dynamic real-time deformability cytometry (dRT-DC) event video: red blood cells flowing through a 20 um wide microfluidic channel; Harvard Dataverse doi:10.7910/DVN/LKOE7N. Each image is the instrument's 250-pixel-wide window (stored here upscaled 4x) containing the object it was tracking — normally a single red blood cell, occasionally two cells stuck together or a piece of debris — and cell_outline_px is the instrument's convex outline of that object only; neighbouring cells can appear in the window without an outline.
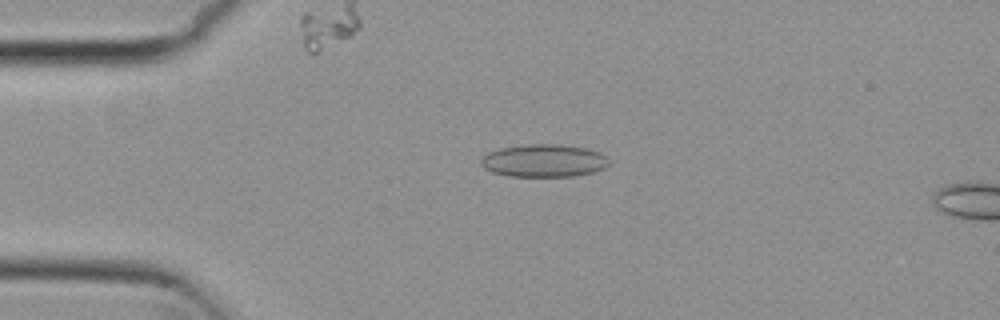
{"species": "common noctule bat (a hibernating species)", "species_latin": "Nyctalus noctula", "temperature_condition": "cold", "stored_images_in_passage": 5, "camera_frame_rate_fps": 3000, "um_per_image_px": 0.085, "animal": {"sex": "female", "body_mass_g": 29.2, "forearm_length_mm": 56.3}, "frame": {"image": 1, "passage_image": 4, "time_ms": 1.0, "image_size_px": [1000, 320], "cell_outline_px": [[608, 164], [604, 168], [592, 172], [572, 176], [508, 176], [492, 172], [484, 168], [480, 164], [480, 160], [488, 152], [500, 148], [528, 144], [560, 144], [588, 148], [600, 152], [608, 160]], "centroid_in_image_um": [46.21, 13.65], "position_along_channel_um": 38.8, "area_um2": 24.39}}